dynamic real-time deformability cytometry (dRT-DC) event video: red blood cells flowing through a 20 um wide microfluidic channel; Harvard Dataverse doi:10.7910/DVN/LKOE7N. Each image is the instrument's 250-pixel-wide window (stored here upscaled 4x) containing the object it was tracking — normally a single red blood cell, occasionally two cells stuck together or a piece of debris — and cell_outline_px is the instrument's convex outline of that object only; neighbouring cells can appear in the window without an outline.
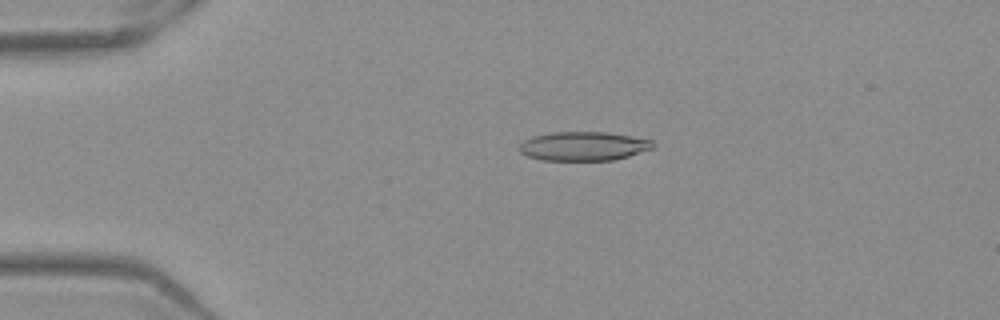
{"species": "Egyptian fruit bat (a non-hibernating species)", "species_latin": "Rousettus aegyptiacus", "temperature_condition": "warm", "stored_images_in_passage": 42, "camera_frame_rate_fps": 3000, "um_per_image_px": 0.085, "frame": {"image": 1, "passage_image": 2, "time_ms": 0.333, "image_size_px": [1000, 320], "cell_outline_px": [[656, 144], [652, 148], [628, 156], [612, 160], [540, 160], [528, 156], [520, 152], [520, 144], [524, 140], [532, 136], [552, 132], [608, 132], [632, 136], [652, 140]], "centroid_in_image_um": [49.59, 12.41], "position_along_channel_um": 35.4, "area_um2": 22.54}}
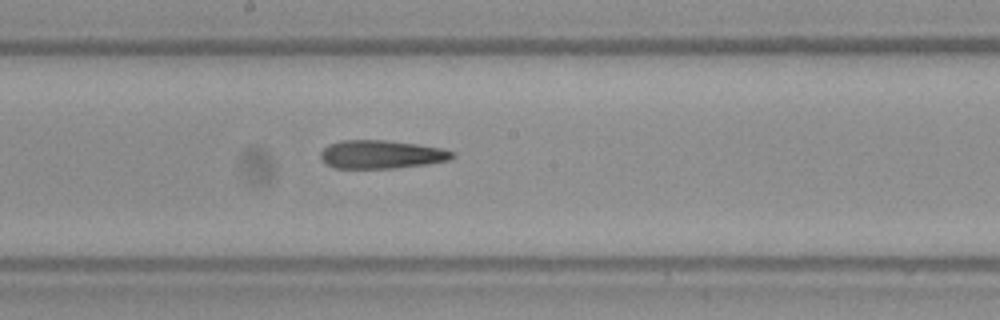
{"frame": {"image": 2, "passage_image": 19, "time_ms": 6.0, "image_size_px": [1000, 320], "cell_outline_px": [[456, 156], [448, 160], [428, 164], [396, 168], [332, 168], [324, 164], [320, 156], [320, 152], [328, 144], [340, 140], [384, 140], [416, 144], [440, 148], [456, 152]], "centroid_in_image_um": [32.38, 13.13], "position_along_channel_um": 215.8, "area_um2": 21.96}}
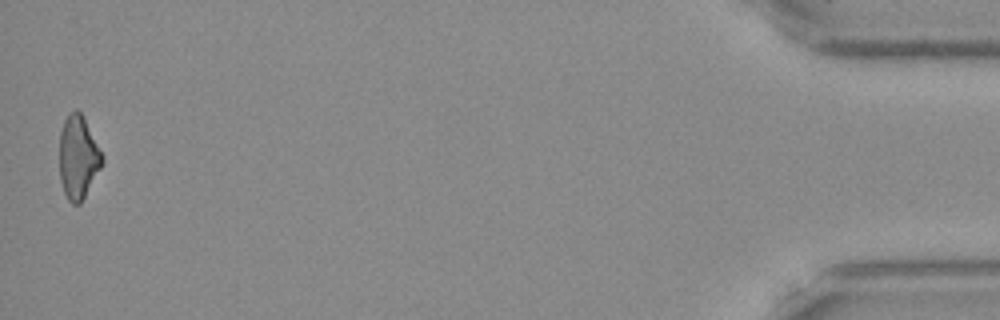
{"frame": {"image": 3, "passage_image": 42, "time_ms": 13.667, "image_size_px": [1000, 320], "cell_outline_px": [[104, 160], [100, 168], [80, 204], [72, 204], [68, 200], [64, 192], [60, 180], [60, 132], [64, 120], [68, 112], [76, 108], [84, 116], [104, 156]], "centroid_in_image_um": [6.64, 13.32], "position_along_channel_um": 428.6, "area_um2": 20.81}, "authors_computed_cell_mechanics": {"area_um2": 22.2241, "velocity_mm_per_s": 3.9459, "shape_relaxation_time_tau1_ms": null, "shape_relaxation_time_tau2_ms": 7.7015, "deformation_change_tau1": null, "deformation_change_tau2": 0.2294}}